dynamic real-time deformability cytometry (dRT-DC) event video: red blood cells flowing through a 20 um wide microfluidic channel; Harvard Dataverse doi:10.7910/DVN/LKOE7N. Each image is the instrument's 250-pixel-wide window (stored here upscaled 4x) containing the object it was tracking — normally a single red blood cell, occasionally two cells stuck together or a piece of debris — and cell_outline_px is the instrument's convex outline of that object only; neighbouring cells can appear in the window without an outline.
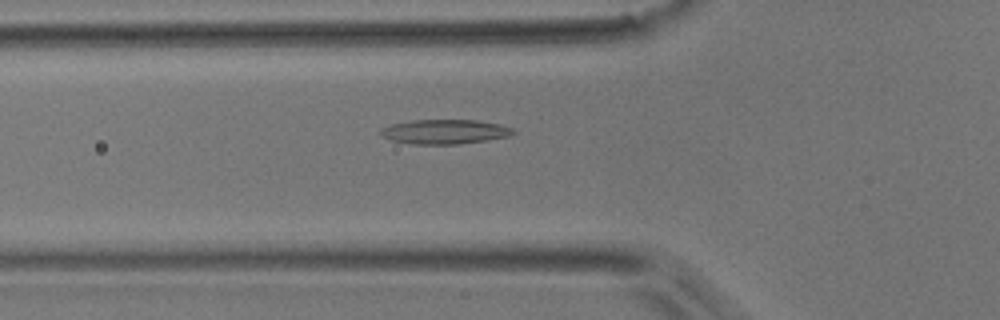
{"species": "common noctule bat (a hibernating species)", "species_latin": "Nyctalus noctula", "temperature_condition": "room temperature", "stored_images_in_passage": 36, "camera_frame_rate_fps": 3000, "um_per_image_px": 0.085, "animal": {"sex": "male", "body_mass_g": 17.9}, "frame": {"image": 1, "passage_image": 12, "time_ms": 3.667, "image_size_px": [1000, 320], "cell_outline_px": [[516, 132], [508, 136], [488, 140], [460, 144], [412, 144], [392, 140], [380, 136], [380, 128], [392, 124], [412, 120], [476, 120], [500, 124], [512, 128]], "centroid_in_image_um": [37.79, 11.19], "position_along_channel_um": 88.0, "area_um2": 18.96}}
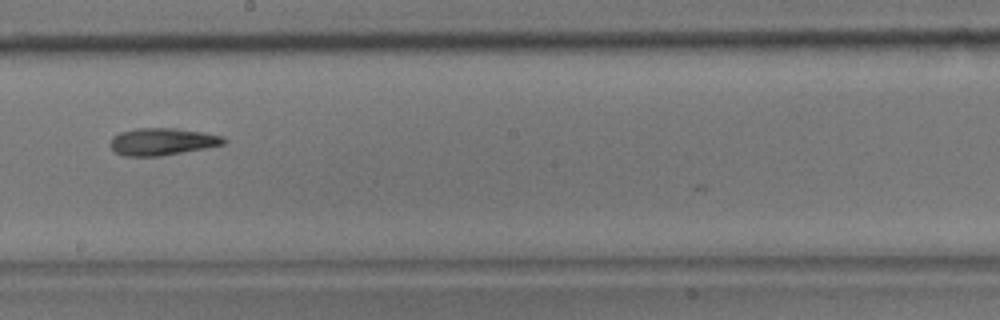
{"frame": {"image": 2, "passage_image": 23, "time_ms": 7.333, "image_size_px": [1000, 320], "cell_outline_px": [[228, 140], [224, 144], [204, 148], [160, 156], [124, 156], [116, 152], [108, 144], [112, 136], [120, 132], [136, 128], [176, 128], [204, 132], [220, 136]], "centroid_in_image_um": [13.75, 12.03], "position_along_channel_um": 234.5, "area_um2": 17.98}}
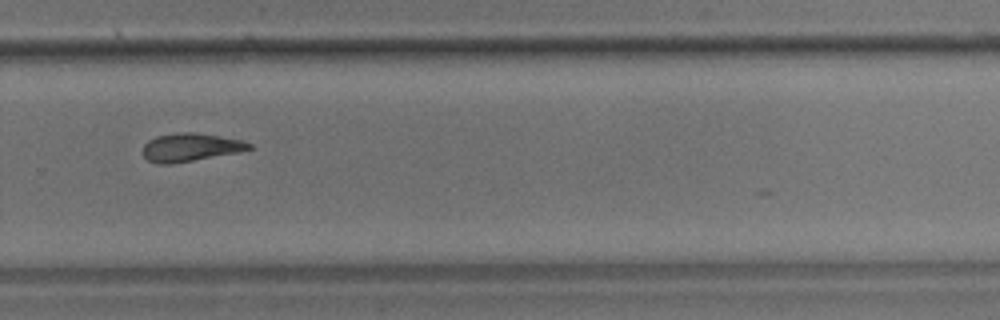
{"frame": {"image": 3, "passage_image": 29, "time_ms": 9.333, "image_size_px": [1000, 320], "cell_outline_px": [[252, 148], [240, 152], [172, 164], [160, 164], [148, 160], [144, 156], [144, 144], [148, 140], [156, 136], [180, 132], [196, 132], [240, 140], [252, 144]], "centroid_in_image_um": [16.18, 12.52], "position_along_channel_um": 313.6, "area_um2": 17.34}, "authors_computed_cell_mechanics": {"area_um2": 17.9469, "velocity_mm_per_s": 3.9728, "shape_relaxation_time_tau1_ms": 9.7916, "shape_relaxation_time_tau2_ms": 4.5085, "deformation_change_tau1": 0.2195, "deformation_change_tau2": 0.1459}}